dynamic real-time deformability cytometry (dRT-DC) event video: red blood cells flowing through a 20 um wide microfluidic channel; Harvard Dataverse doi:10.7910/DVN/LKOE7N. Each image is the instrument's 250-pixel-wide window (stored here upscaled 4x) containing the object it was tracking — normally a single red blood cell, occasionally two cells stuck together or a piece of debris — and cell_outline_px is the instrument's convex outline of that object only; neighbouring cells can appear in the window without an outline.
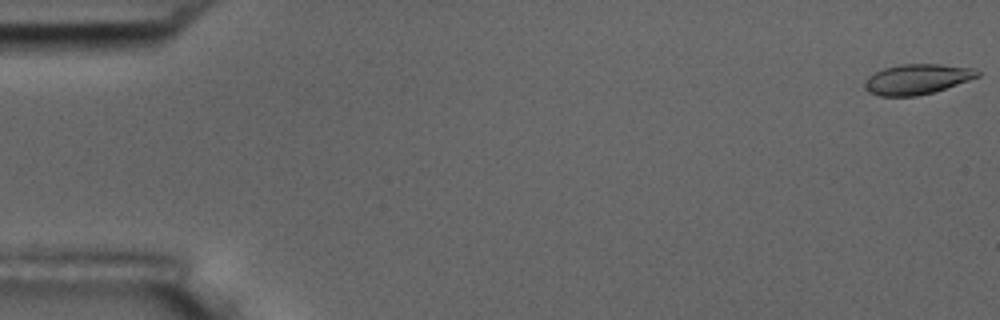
{"species": "common noctule bat (a hibernating species)", "species_latin": "Nyctalus noctula", "temperature_condition": "room temperature", "stored_images_in_passage": 7, "camera_frame_rate_fps": 3000, "um_per_image_px": 0.085, "animal": {"sex": "male", "body_mass_g": 17.5, "forearm_length_mm": 52.3}, "frame": {"image": 1, "passage_image": 1, "time_ms": 0.0, "image_size_px": [1000, 320], "cell_outline_px": [[980, 76], [932, 92], [916, 96], [880, 96], [868, 92], [864, 88], [864, 84], [868, 76], [884, 68], [900, 64], [940, 64], [976, 68], [980, 72]], "centroid_in_image_um": [77.94, 6.72], "position_along_channel_um": 7.1, "area_um2": 19.77}}
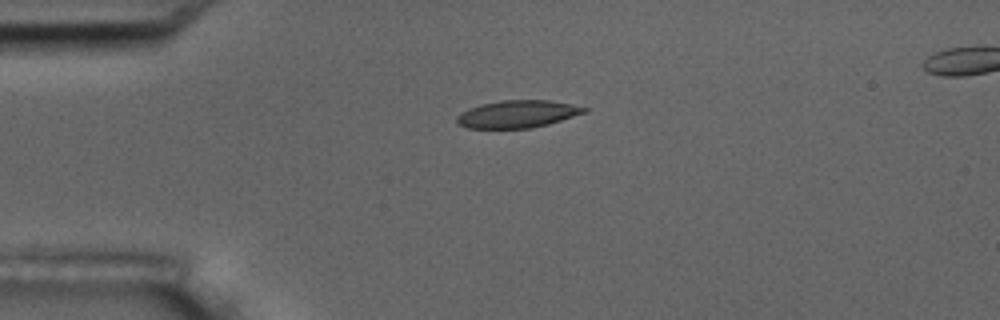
{"frame": {"image": 2, "passage_image": 5, "time_ms": 1.333, "image_size_px": [1000, 320], "cell_outline_px": [[588, 112], [548, 124], [532, 128], [468, 128], [460, 124], [456, 120], [456, 116], [460, 112], [468, 108], [480, 104], [500, 100], [548, 100], [572, 104], [588, 108]], "centroid_in_image_um": [43.99, 9.68], "position_along_channel_um": 41.0, "area_um2": 20.46}}